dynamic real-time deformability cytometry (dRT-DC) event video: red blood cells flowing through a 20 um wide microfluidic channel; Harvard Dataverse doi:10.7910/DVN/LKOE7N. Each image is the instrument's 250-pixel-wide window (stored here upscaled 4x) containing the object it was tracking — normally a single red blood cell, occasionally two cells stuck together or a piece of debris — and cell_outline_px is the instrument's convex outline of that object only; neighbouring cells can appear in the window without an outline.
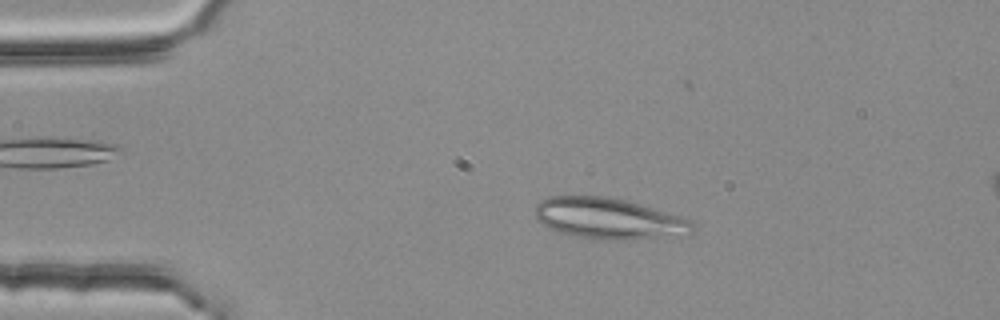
{"species": "common noctule bat (a hibernating species)", "species_latin": "Nyctalus noctula", "temperature_condition": "room temperature", "stored_images_in_passage": 4, "camera_frame_rate_fps": 3000, "um_per_image_px": 0.085, "animal": {"sex": "female", "body_mass_g": 25.1}, "frame": {"image": 1, "passage_image": 2, "time_ms": 0.333, "image_size_px": [1000, 320], "cell_outline_px": [[692, 232], [688, 236], [624, 240], [604, 240], [572, 236], [548, 228], [536, 216], [536, 204], [540, 200], [548, 196], [604, 196], [624, 200], [640, 204], [680, 216], [688, 220], [692, 224]], "centroid_in_image_um": [51.76, 18.59], "position_along_channel_um": 33.2, "area_um2": 37.74}}